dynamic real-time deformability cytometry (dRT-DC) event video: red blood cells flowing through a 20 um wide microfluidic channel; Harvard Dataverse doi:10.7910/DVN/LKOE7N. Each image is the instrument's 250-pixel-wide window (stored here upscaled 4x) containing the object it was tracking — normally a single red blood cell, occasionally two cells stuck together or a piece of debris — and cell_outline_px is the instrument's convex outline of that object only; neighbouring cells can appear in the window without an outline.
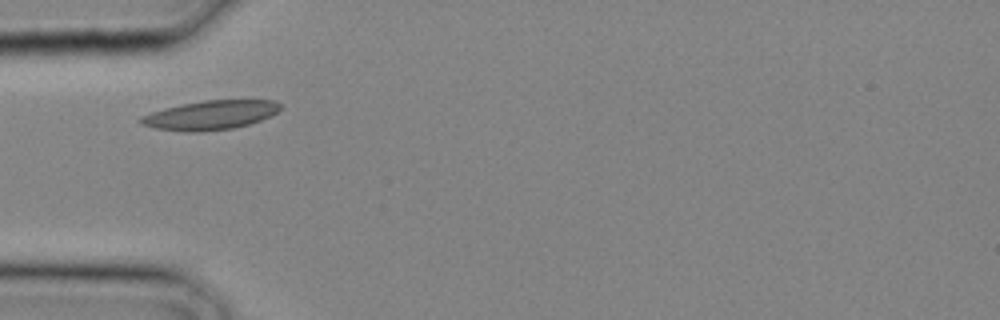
{"species": "common noctule bat (a hibernating species)", "species_latin": "Nyctalus noctula", "temperature_condition": "cold", "stored_images_in_passage": 17, "camera_frame_rate_fps": 3000, "um_per_image_px": 0.085, "animal": {"sex": "male", "body_mass_g": 20.4}, "frame": {"image": 1, "passage_image": 1, "time_ms": 0.0, "image_size_px": [1000, 320], "cell_outline_px": [[280, 108], [272, 116], [248, 124], [232, 128], [200, 132], [184, 132], [156, 128], [140, 124], [136, 120], [140, 116], [164, 108], [204, 100], [276, 100], [280, 104]], "centroid_in_image_um": [17.85, 9.79], "position_along_channel_um": 67.1, "area_um2": 23.7}}
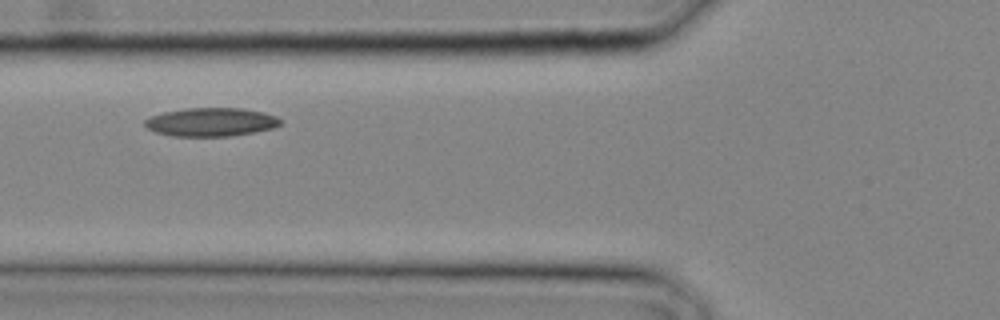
{"frame": {"image": 2, "passage_image": 3, "time_ms": 0.667, "image_size_px": [1000, 320], "cell_outline_px": [[280, 124], [272, 128], [252, 132], [228, 136], [172, 136], [156, 132], [148, 128], [144, 124], [144, 120], [152, 116], [164, 112], [188, 108], [240, 108], [264, 112], [276, 116], [280, 120]], "centroid_in_image_um": [17.92, 10.37], "position_along_channel_um": 107.9, "area_um2": 22.25}}
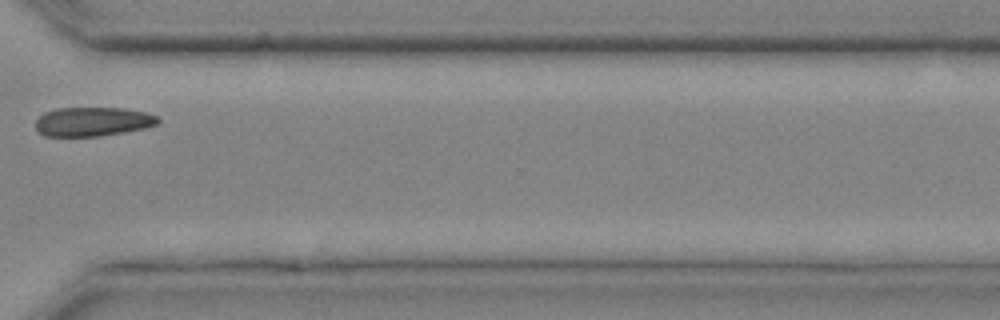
{"frame": {"image": 3, "passage_image": 15, "time_ms": 4.667, "image_size_px": [1000, 320], "cell_outline_px": [[160, 124], [144, 128], [124, 132], [100, 136], [44, 136], [36, 128], [36, 120], [44, 112], [56, 108], [124, 108], [148, 112], [160, 116]], "centroid_in_image_um": [7.94, 10.33], "position_along_channel_um": 362.7, "area_um2": 20.98}}